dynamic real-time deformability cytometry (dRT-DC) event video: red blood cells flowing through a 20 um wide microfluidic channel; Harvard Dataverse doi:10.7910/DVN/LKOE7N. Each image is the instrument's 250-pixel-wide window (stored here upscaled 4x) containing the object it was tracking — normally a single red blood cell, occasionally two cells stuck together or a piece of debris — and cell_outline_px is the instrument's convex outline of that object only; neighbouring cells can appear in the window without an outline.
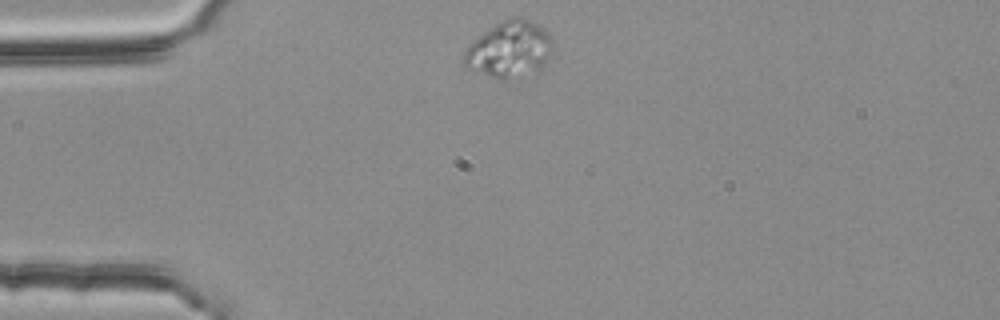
{"species": "common noctule bat (a hibernating species)", "species_latin": "Nyctalus noctula", "temperature_condition": "room temperature", "stored_images_in_passage": 45, "camera_frame_rate_fps": 3000, "um_per_image_px": 0.085, "animal": {"sex": "female", "body_mass_g": 25.1}, "frame": {"image": 1, "passage_image": 1, "time_ms": 0.0, "image_size_px": [1000, 320], "cell_outline_px": [[552, 56], [536, 76], [504, 84], [468, 68], [460, 60], [464, 52], [484, 32], [496, 24], [512, 16], [520, 16], [544, 28], [552, 36]], "centroid_in_image_um": [43.37, 4.32], "position_along_channel_um": 41.6, "area_um2": 30.58}}
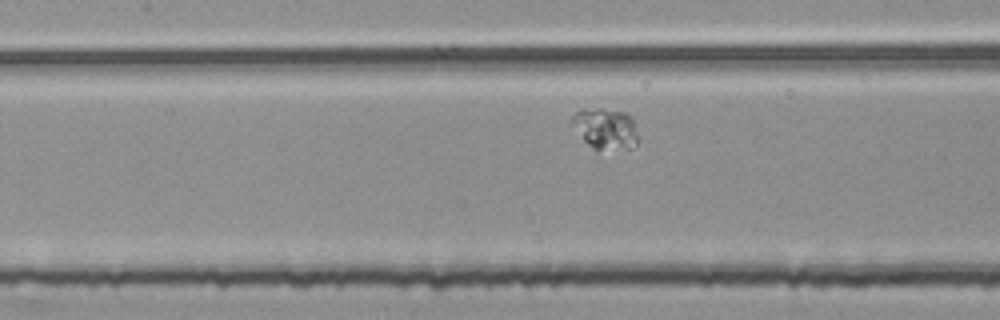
{"frame": {"image": 2, "passage_image": 13, "time_ms": 4.0, "image_size_px": [1000, 320], "cell_outline_px": [[636, 144], [632, 148], [596, 152], [584, 140], [568, 120], [580, 108], [600, 108], [624, 112], [632, 120], [636, 136]], "centroid_in_image_um": [51.39, 10.95], "position_along_channel_um": 156.0, "area_um2": 15.95}}
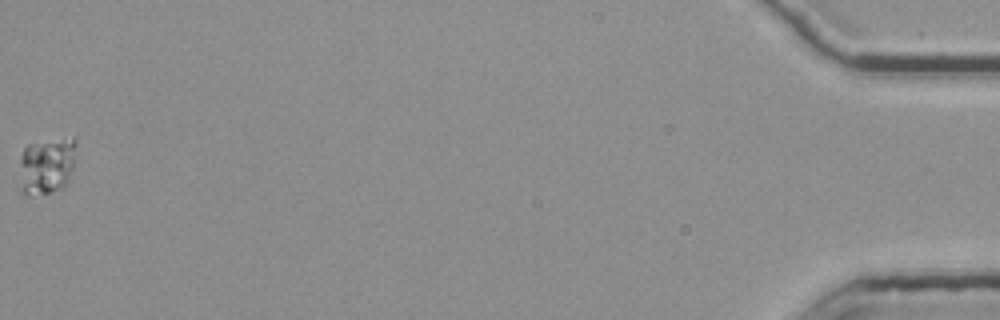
{"frame": {"image": 3, "passage_image": 45, "time_ms": 14.667, "image_size_px": [1000, 320], "cell_outline_px": [[76, 164], [64, 188], [52, 192], [20, 192], [20, 156], [24, 148], [28, 144], [72, 136], [76, 140]], "centroid_in_image_um": [4.03, 14.03], "position_along_channel_um": 431.2, "area_um2": 19.02}}